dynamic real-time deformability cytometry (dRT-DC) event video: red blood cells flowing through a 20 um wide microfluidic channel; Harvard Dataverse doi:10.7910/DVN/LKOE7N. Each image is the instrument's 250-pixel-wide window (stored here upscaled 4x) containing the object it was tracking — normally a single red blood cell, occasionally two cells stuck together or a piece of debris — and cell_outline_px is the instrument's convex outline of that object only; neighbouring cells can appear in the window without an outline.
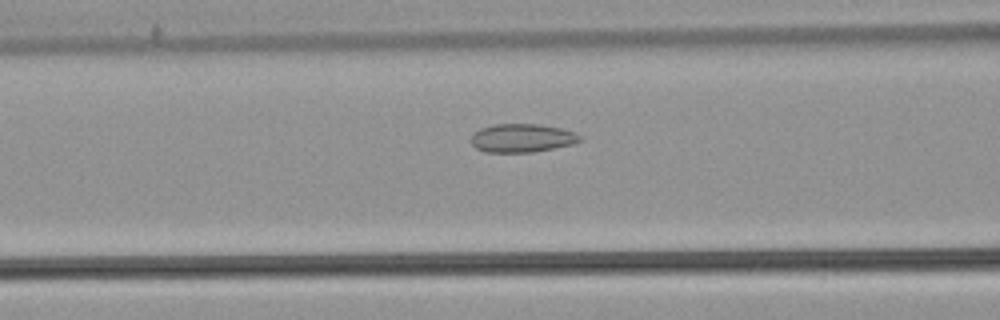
{"species": "common noctule bat (a hibernating species)", "species_latin": "Nyctalus noctula", "temperature_condition": "warm", "stored_images_in_passage": 44, "camera_frame_rate_fps": 3000, "um_per_image_px": 0.085, "animal": {"sex": "male", "body_mass_g": 21.5, "forearm_length_mm": 52.0}, "frame": {"image": 1, "passage_image": 13, "time_ms": 4.0, "image_size_px": [1000, 320], "cell_outline_px": [[584, 140], [572, 144], [532, 152], [484, 152], [476, 148], [472, 144], [472, 136], [480, 128], [492, 124], [540, 124], [560, 128], [576, 132], [584, 136]], "centroid_in_image_um": [44.42, 11.72], "position_along_channel_um": 122.2, "area_um2": 18.15}}
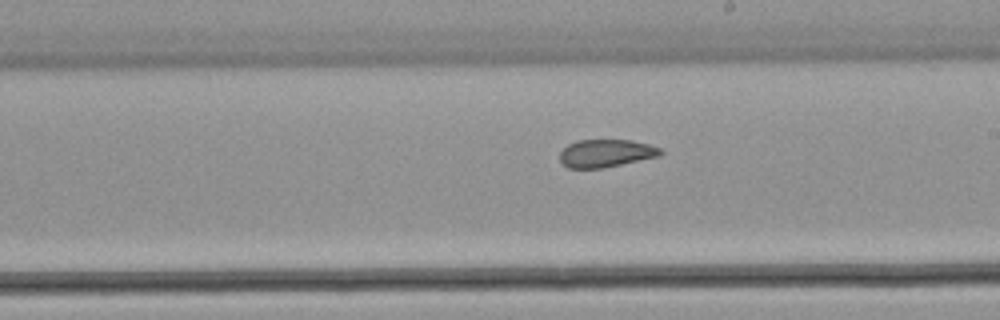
{"frame": {"image": 2, "passage_image": 22, "time_ms": 7.0, "image_size_px": [1000, 320], "cell_outline_px": [[664, 152], [660, 156], [604, 168], [568, 168], [560, 160], [560, 152], [568, 144], [576, 140], [632, 140], [648, 144], [660, 148]], "centroid_in_image_um": [51.52, 13.02], "position_along_channel_um": 237.5, "area_um2": 16.36}}
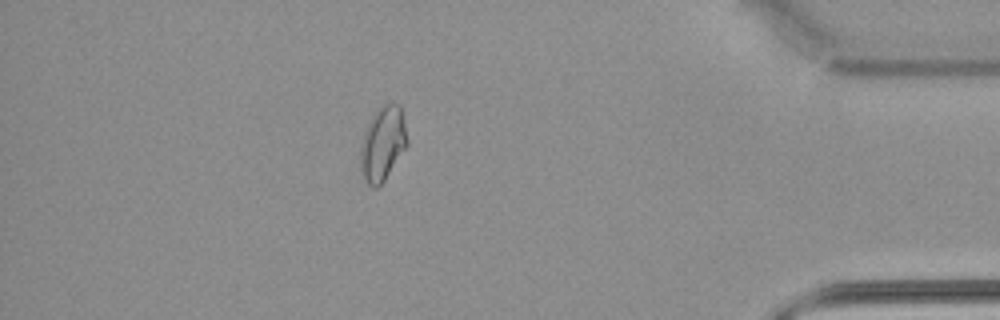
{"frame": {"image": 3, "passage_image": 38, "time_ms": 12.333, "image_size_px": [1000, 320], "cell_outline_px": [[408, 144], [384, 180], [376, 188], [372, 188], [364, 180], [360, 168], [360, 148], [364, 132], [372, 116], [388, 100], [392, 100], [400, 104], [404, 120], [408, 140]], "centroid_in_image_um": [32.53, 12.18], "position_along_channel_um": 402.7, "area_um2": 20.35}, "authors_computed_cell_mechanics": {"area_um2": 17.918, "velocity_mm_per_s": 3.8538, "shape_relaxation_time_tau1_ms": null, "shape_relaxation_time_tau2_ms": 1.1939, "deformation_change_tau1": null, "deformation_change_tau2": 0.0613}}